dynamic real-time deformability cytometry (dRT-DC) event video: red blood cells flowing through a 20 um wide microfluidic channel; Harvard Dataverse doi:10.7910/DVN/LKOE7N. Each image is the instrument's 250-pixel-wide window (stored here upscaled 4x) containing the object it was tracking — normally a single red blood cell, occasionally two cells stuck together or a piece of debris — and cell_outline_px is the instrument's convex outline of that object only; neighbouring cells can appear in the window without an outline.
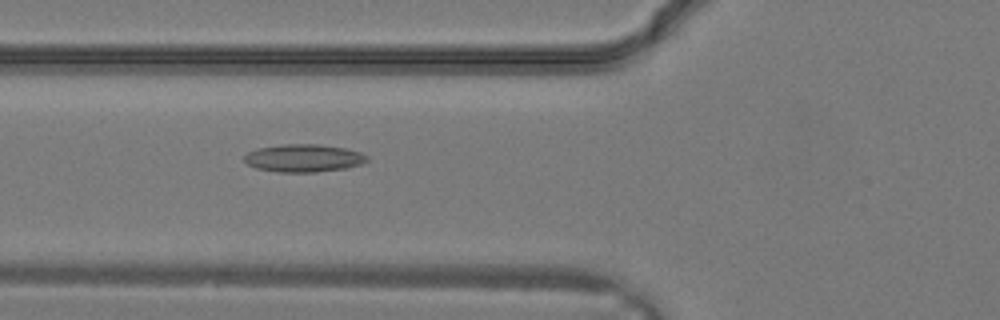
{"species": "common noctule bat (a hibernating species)", "species_latin": "Nyctalus noctula", "temperature_condition": "warm", "stored_images_in_passage": 8, "camera_frame_rate_fps": 3000, "um_per_image_px": 0.085, "animal": {"sex": "male", "body_mass_g": 19.2, "forearm_length_mm": 51.8}, "frame": {"image": 1, "passage_image": 8, "time_ms": 2.333, "image_size_px": [1000, 320], "cell_outline_px": [[368, 160], [360, 164], [348, 168], [316, 172], [276, 172], [256, 168], [248, 164], [244, 160], [244, 156], [248, 152], [260, 148], [284, 144], [316, 144], [344, 148], [360, 152], [368, 156]], "centroid_in_image_um": [25.82, 13.45], "position_along_channel_um": 100.0, "area_um2": 19.77}}